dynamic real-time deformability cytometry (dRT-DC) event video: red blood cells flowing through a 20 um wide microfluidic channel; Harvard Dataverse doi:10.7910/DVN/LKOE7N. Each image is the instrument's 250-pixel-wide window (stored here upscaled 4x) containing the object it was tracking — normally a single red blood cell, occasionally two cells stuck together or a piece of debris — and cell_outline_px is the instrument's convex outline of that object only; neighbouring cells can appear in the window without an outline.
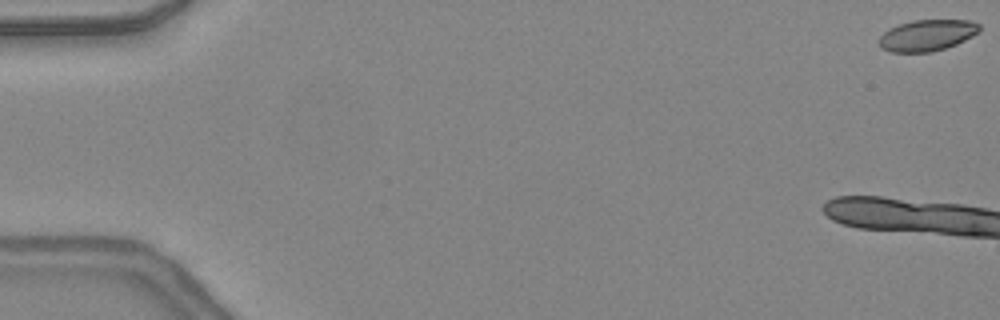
{"species": "common noctule bat (a hibernating species)", "species_latin": "Nyctalus noctula", "temperature_condition": "warm", "stored_images_in_passage": 12, "camera_frame_rate_fps": 3000, "um_per_image_px": 0.085, "animal": {"sex": "female", "body_mass_g": 24.6, "forearm_length_mm": 56.2}, "frame": {"image": 1, "passage_image": 1, "time_ms": 0.0, "image_size_px": [1000, 320], "cell_outline_px": [[980, 32], [956, 44], [932, 52], [888, 52], [880, 48], [880, 36], [888, 28], [912, 20], [972, 20], [980, 24]], "centroid_in_image_um": [78.8, 3.0], "position_along_channel_um": 6.2, "area_um2": 18.38}}